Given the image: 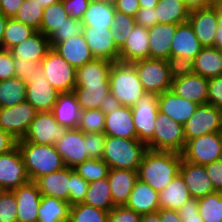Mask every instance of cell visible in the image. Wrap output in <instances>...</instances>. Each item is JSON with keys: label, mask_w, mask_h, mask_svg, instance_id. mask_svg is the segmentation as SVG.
Here are the masks:
<instances>
[{"label": "cell", "mask_w": 222, "mask_h": 222, "mask_svg": "<svg viewBox=\"0 0 222 222\" xmlns=\"http://www.w3.org/2000/svg\"><path fill=\"white\" fill-rule=\"evenodd\" d=\"M44 8H42L35 0H23L14 19L31 26L39 31L43 19Z\"/></svg>", "instance_id": "cell-46"}, {"label": "cell", "mask_w": 222, "mask_h": 222, "mask_svg": "<svg viewBox=\"0 0 222 222\" xmlns=\"http://www.w3.org/2000/svg\"><path fill=\"white\" fill-rule=\"evenodd\" d=\"M177 25L157 23L148 28L150 58L165 59L171 62V42Z\"/></svg>", "instance_id": "cell-26"}, {"label": "cell", "mask_w": 222, "mask_h": 222, "mask_svg": "<svg viewBox=\"0 0 222 222\" xmlns=\"http://www.w3.org/2000/svg\"><path fill=\"white\" fill-rule=\"evenodd\" d=\"M86 205L110 211L115 207L108 178L98 179L89 183L86 196L82 202Z\"/></svg>", "instance_id": "cell-39"}, {"label": "cell", "mask_w": 222, "mask_h": 222, "mask_svg": "<svg viewBox=\"0 0 222 222\" xmlns=\"http://www.w3.org/2000/svg\"><path fill=\"white\" fill-rule=\"evenodd\" d=\"M154 9L158 23L179 25L188 22L190 10L182 0H159Z\"/></svg>", "instance_id": "cell-37"}, {"label": "cell", "mask_w": 222, "mask_h": 222, "mask_svg": "<svg viewBox=\"0 0 222 222\" xmlns=\"http://www.w3.org/2000/svg\"><path fill=\"white\" fill-rule=\"evenodd\" d=\"M135 21L137 25L143 26L145 28H150L151 26L157 24L158 19L155 15V9L140 8L136 13Z\"/></svg>", "instance_id": "cell-60"}, {"label": "cell", "mask_w": 222, "mask_h": 222, "mask_svg": "<svg viewBox=\"0 0 222 222\" xmlns=\"http://www.w3.org/2000/svg\"><path fill=\"white\" fill-rule=\"evenodd\" d=\"M115 5L91 0L82 18L84 27L112 28Z\"/></svg>", "instance_id": "cell-36"}, {"label": "cell", "mask_w": 222, "mask_h": 222, "mask_svg": "<svg viewBox=\"0 0 222 222\" xmlns=\"http://www.w3.org/2000/svg\"><path fill=\"white\" fill-rule=\"evenodd\" d=\"M140 9L138 0H117L115 3V10L123 12L124 14L135 17L137 11Z\"/></svg>", "instance_id": "cell-61"}, {"label": "cell", "mask_w": 222, "mask_h": 222, "mask_svg": "<svg viewBox=\"0 0 222 222\" xmlns=\"http://www.w3.org/2000/svg\"><path fill=\"white\" fill-rule=\"evenodd\" d=\"M73 93L76 95L82 111L100 109L101 102L110 93V82L75 86Z\"/></svg>", "instance_id": "cell-35"}, {"label": "cell", "mask_w": 222, "mask_h": 222, "mask_svg": "<svg viewBox=\"0 0 222 222\" xmlns=\"http://www.w3.org/2000/svg\"><path fill=\"white\" fill-rule=\"evenodd\" d=\"M136 25L135 17L124 14L120 11H115L113 17V25L111 28V35L114 39V43L120 50L126 43L127 36L133 30Z\"/></svg>", "instance_id": "cell-45"}, {"label": "cell", "mask_w": 222, "mask_h": 222, "mask_svg": "<svg viewBox=\"0 0 222 222\" xmlns=\"http://www.w3.org/2000/svg\"><path fill=\"white\" fill-rule=\"evenodd\" d=\"M15 76L14 57L10 50L0 49V81Z\"/></svg>", "instance_id": "cell-55"}, {"label": "cell", "mask_w": 222, "mask_h": 222, "mask_svg": "<svg viewBox=\"0 0 222 222\" xmlns=\"http://www.w3.org/2000/svg\"><path fill=\"white\" fill-rule=\"evenodd\" d=\"M183 160L206 165L222 158V133H210L195 137L186 142Z\"/></svg>", "instance_id": "cell-9"}, {"label": "cell", "mask_w": 222, "mask_h": 222, "mask_svg": "<svg viewBox=\"0 0 222 222\" xmlns=\"http://www.w3.org/2000/svg\"><path fill=\"white\" fill-rule=\"evenodd\" d=\"M74 170L88 183H91L98 179L106 178L109 167L102 159H88L74 167Z\"/></svg>", "instance_id": "cell-47"}, {"label": "cell", "mask_w": 222, "mask_h": 222, "mask_svg": "<svg viewBox=\"0 0 222 222\" xmlns=\"http://www.w3.org/2000/svg\"><path fill=\"white\" fill-rule=\"evenodd\" d=\"M112 62L104 59H93L84 66L76 69V85L87 86V84L109 82V73Z\"/></svg>", "instance_id": "cell-34"}, {"label": "cell", "mask_w": 222, "mask_h": 222, "mask_svg": "<svg viewBox=\"0 0 222 222\" xmlns=\"http://www.w3.org/2000/svg\"><path fill=\"white\" fill-rule=\"evenodd\" d=\"M158 194L150 185L137 179L124 206L141 215L156 213L160 209Z\"/></svg>", "instance_id": "cell-29"}, {"label": "cell", "mask_w": 222, "mask_h": 222, "mask_svg": "<svg viewBox=\"0 0 222 222\" xmlns=\"http://www.w3.org/2000/svg\"><path fill=\"white\" fill-rule=\"evenodd\" d=\"M7 19L3 13H0V49H3V34L7 24Z\"/></svg>", "instance_id": "cell-68"}, {"label": "cell", "mask_w": 222, "mask_h": 222, "mask_svg": "<svg viewBox=\"0 0 222 222\" xmlns=\"http://www.w3.org/2000/svg\"><path fill=\"white\" fill-rule=\"evenodd\" d=\"M16 145L17 141L0 128V155L12 150Z\"/></svg>", "instance_id": "cell-63"}, {"label": "cell", "mask_w": 222, "mask_h": 222, "mask_svg": "<svg viewBox=\"0 0 222 222\" xmlns=\"http://www.w3.org/2000/svg\"><path fill=\"white\" fill-rule=\"evenodd\" d=\"M94 1H99V2H102V3H108V4L115 5L117 0H94Z\"/></svg>", "instance_id": "cell-73"}, {"label": "cell", "mask_w": 222, "mask_h": 222, "mask_svg": "<svg viewBox=\"0 0 222 222\" xmlns=\"http://www.w3.org/2000/svg\"><path fill=\"white\" fill-rule=\"evenodd\" d=\"M27 84L18 77L0 81V108L26 101Z\"/></svg>", "instance_id": "cell-40"}, {"label": "cell", "mask_w": 222, "mask_h": 222, "mask_svg": "<svg viewBox=\"0 0 222 222\" xmlns=\"http://www.w3.org/2000/svg\"><path fill=\"white\" fill-rule=\"evenodd\" d=\"M111 33V28L83 27V35L93 56L114 63L119 61V49Z\"/></svg>", "instance_id": "cell-19"}, {"label": "cell", "mask_w": 222, "mask_h": 222, "mask_svg": "<svg viewBox=\"0 0 222 222\" xmlns=\"http://www.w3.org/2000/svg\"><path fill=\"white\" fill-rule=\"evenodd\" d=\"M140 8H154L159 0H138Z\"/></svg>", "instance_id": "cell-70"}, {"label": "cell", "mask_w": 222, "mask_h": 222, "mask_svg": "<svg viewBox=\"0 0 222 222\" xmlns=\"http://www.w3.org/2000/svg\"><path fill=\"white\" fill-rule=\"evenodd\" d=\"M89 183L82 178L74 168H71V185L69 188V204L82 203L87 193Z\"/></svg>", "instance_id": "cell-51"}, {"label": "cell", "mask_w": 222, "mask_h": 222, "mask_svg": "<svg viewBox=\"0 0 222 222\" xmlns=\"http://www.w3.org/2000/svg\"><path fill=\"white\" fill-rule=\"evenodd\" d=\"M30 181L66 167L54 145L17 141Z\"/></svg>", "instance_id": "cell-2"}, {"label": "cell", "mask_w": 222, "mask_h": 222, "mask_svg": "<svg viewBox=\"0 0 222 222\" xmlns=\"http://www.w3.org/2000/svg\"><path fill=\"white\" fill-rule=\"evenodd\" d=\"M188 22L203 47H214L215 35L221 22L215 5L190 11Z\"/></svg>", "instance_id": "cell-16"}, {"label": "cell", "mask_w": 222, "mask_h": 222, "mask_svg": "<svg viewBox=\"0 0 222 222\" xmlns=\"http://www.w3.org/2000/svg\"><path fill=\"white\" fill-rule=\"evenodd\" d=\"M202 48L189 22L179 24L171 42V63L177 68H187Z\"/></svg>", "instance_id": "cell-10"}, {"label": "cell", "mask_w": 222, "mask_h": 222, "mask_svg": "<svg viewBox=\"0 0 222 222\" xmlns=\"http://www.w3.org/2000/svg\"><path fill=\"white\" fill-rule=\"evenodd\" d=\"M217 29V33L215 35L214 47H218L222 49V19Z\"/></svg>", "instance_id": "cell-69"}, {"label": "cell", "mask_w": 222, "mask_h": 222, "mask_svg": "<svg viewBox=\"0 0 222 222\" xmlns=\"http://www.w3.org/2000/svg\"><path fill=\"white\" fill-rule=\"evenodd\" d=\"M147 58H150L148 28L136 24L119 50V61L132 63Z\"/></svg>", "instance_id": "cell-24"}, {"label": "cell", "mask_w": 222, "mask_h": 222, "mask_svg": "<svg viewBox=\"0 0 222 222\" xmlns=\"http://www.w3.org/2000/svg\"><path fill=\"white\" fill-rule=\"evenodd\" d=\"M155 122L153 140L147 145V148L155 151L182 153L186 145L183 125L160 111Z\"/></svg>", "instance_id": "cell-6"}, {"label": "cell", "mask_w": 222, "mask_h": 222, "mask_svg": "<svg viewBox=\"0 0 222 222\" xmlns=\"http://www.w3.org/2000/svg\"><path fill=\"white\" fill-rule=\"evenodd\" d=\"M44 76L59 93L73 92L76 85V69L52 48L40 62Z\"/></svg>", "instance_id": "cell-7"}, {"label": "cell", "mask_w": 222, "mask_h": 222, "mask_svg": "<svg viewBox=\"0 0 222 222\" xmlns=\"http://www.w3.org/2000/svg\"><path fill=\"white\" fill-rule=\"evenodd\" d=\"M36 114L35 108L27 101L0 108V128L19 141L26 135Z\"/></svg>", "instance_id": "cell-13"}, {"label": "cell", "mask_w": 222, "mask_h": 222, "mask_svg": "<svg viewBox=\"0 0 222 222\" xmlns=\"http://www.w3.org/2000/svg\"><path fill=\"white\" fill-rule=\"evenodd\" d=\"M183 128L186 142L205 134L222 133V110L208 103L199 105Z\"/></svg>", "instance_id": "cell-12"}, {"label": "cell", "mask_w": 222, "mask_h": 222, "mask_svg": "<svg viewBox=\"0 0 222 222\" xmlns=\"http://www.w3.org/2000/svg\"><path fill=\"white\" fill-rule=\"evenodd\" d=\"M17 201L16 219L19 222H37L42 195L34 181L12 190Z\"/></svg>", "instance_id": "cell-20"}, {"label": "cell", "mask_w": 222, "mask_h": 222, "mask_svg": "<svg viewBox=\"0 0 222 222\" xmlns=\"http://www.w3.org/2000/svg\"><path fill=\"white\" fill-rule=\"evenodd\" d=\"M36 30L31 26L14 19L8 18L3 34V49H10L23 40L29 38Z\"/></svg>", "instance_id": "cell-42"}, {"label": "cell", "mask_w": 222, "mask_h": 222, "mask_svg": "<svg viewBox=\"0 0 222 222\" xmlns=\"http://www.w3.org/2000/svg\"><path fill=\"white\" fill-rule=\"evenodd\" d=\"M140 222H161L160 215L158 212L142 214L140 217Z\"/></svg>", "instance_id": "cell-67"}, {"label": "cell", "mask_w": 222, "mask_h": 222, "mask_svg": "<svg viewBox=\"0 0 222 222\" xmlns=\"http://www.w3.org/2000/svg\"><path fill=\"white\" fill-rule=\"evenodd\" d=\"M35 183L41 195L54 197L69 203L71 168L66 166L53 173L39 177Z\"/></svg>", "instance_id": "cell-25"}, {"label": "cell", "mask_w": 222, "mask_h": 222, "mask_svg": "<svg viewBox=\"0 0 222 222\" xmlns=\"http://www.w3.org/2000/svg\"><path fill=\"white\" fill-rule=\"evenodd\" d=\"M81 111L76 95L70 92L59 94L52 112L58 124L67 129H76Z\"/></svg>", "instance_id": "cell-32"}, {"label": "cell", "mask_w": 222, "mask_h": 222, "mask_svg": "<svg viewBox=\"0 0 222 222\" xmlns=\"http://www.w3.org/2000/svg\"><path fill=\"white\" fill-rule=\"evenodd\" d=\"M121 107L120 102L114 97L113 94L109 93L105 96L103 101L101 102L100 110L104 114L112 113Z\"/></svg>", "instance_id": "cell-64"}, {"label": "cell", "mask_w": 222, "mask_h": 222, "mask_svg": "<svg viewBox=\"0 0 222 222\" xmlns=\"http://www.w3.org/2000/svg\"><path fill=\"white\" fill-rule=\"evenodd\" d=\"M183 222H204L198 210V199H189L179 210Z\"/></svg>", "instance_id": "cell-56"}, {"label": "cell", "mask_w": 222, "mask_h": 222, "mask_svg": "<svg viewBox=\"0 0 222 222\" xmlns=\"http://www.w3.org/2000/svg\"><path fill=\"white\" fill-rule=\"evenodd\" d=\"M51 49L49 38L36 31L29 38L10 48L14 58L40 63Z\"/></svg>", "instance_id": "cell-28"}, {"label": "cell", "mask_w": 222, "mask_h": 222, "mask_svg": "<svg viewBox=\"0 0 222 222\" xmlns=\"http://www.w3.org/2000/svg\"><path fill=\"white\" fill-rule=\"evenodd\" d=\"M104 134L118 138L137 139L132 108L121 106L112 113L105 114Z\"/></svg>", "instance_id": "cell-27"}, {"label": "cell", "mask_w": 222, "mask_h": 222, "mask_svg": "<svg viewBox=\"0 0 222 222\" xmlns=\"http://www.w3.org/2000/svg\"><path fill=\"white\" fill-rule=\"evenodd\" d=\"M67 128L58 124L52 111L37 112L22 139L25 142L54 145L65 134Z\"/></svg>", "instance_id": "cell-14"}, {"label": "cell", "mask_w": 222, "mask_h": 222, "mask_svg": "<svg viewBox=\"0 0 222 222\" xmlns=\"http://www.w3.org/2000/svg\"><path fill=\"white\" fill-rule=\"evenodd\" d=\"M182 154L148 149L139 165L138 179L160 192L180 172Z\"/></svg>", "instance_id": "cell-1"}, {"label": "cell", "mask_w": 222, "mask_h": 222, "mask_svg": "<svg viewBox=\"0 0 222 222\" xmlns=\"http://www.w3.org/2000/svg\"><path fill=\"white\" fill-rule=\"evenodd\" d=\"M182 1L190 11L195 9L207 8L215 5V0H182Z\"/></svg>", "instance_id": "cell-66"}, {"label": "cell", "mask_w": 222, "mask_h": 222, "mask_svg": "<svg viewBox=\"0 0 222 222\" xmlns=\"http://www.w3.org/2000/svg\"><path fill=\"white\" fill-rule=\"evenodd\" d=\"M208 104L222 109V76L209 79Z\"/></svg>", "instance_id": "cell-57"}, {"label": "cell", "mask_w": 222, "mask_h": 222, "mask_svg": "<svg viewBox=\"0 0 222 222\" xmlns=\"http://www.w3.org/2000/svg\"><path fill=\"white\" fill-rule=\"evenodd\" d=\"M146 92L162 94L171 90L177 67L168 60L147 58L132 62Z\"/></svg>", "instance_id": "cell-5"}, {"label": "cell", "mask_w": 222, "mask_h": 222, "mask_svg": "<svg viewBox=\"0 0 222 222\" xmlns=\"http://www.w3.org/2000/svg\"><path fill=\"white\" fill-rule=\"evenodd\" d=\"M106 118L100 109L81 111L77 129L84 133H104Z\"/></svg>", "instance_id": "cell-48"}, {"label": "cell", "mask_w": 222, "mask_h": 222, "mask_svg": "<svg viewBox=\"0 0 222 222\" xmlns=\"http://www.w3.org/2000/svg\"><path fill=\"white\" fill-rule=\"evenodd\" d=\"M106 135L104 133H84L87 154L90 159H102Z\"/></svg>", "instance_id": "cell-53"}, {"label": "cell", "mask_w": 222, "mask_h": 222, "mask_svg": "<svg viewBox=\"0 0 222 222\" xmlns=\"http://www.w3.org/2000/svg\"><path fill=\"white\" fill-rule=\"evenodd\" d=\"M161 222H183L177 210L159 209Z\"/></svg>", "instance_id": "cell-65"}, {"label": "cell", "mask_w": 222, "mask_h": 222, "mask_svg": "<svg viewBox=\"0 0 222 222\" xmlns=\"http://www.w3.org/2000/svg\"><path fill=\"white\" fill-rule=\"evenodd\" d=\"M179 173L192 198L200 199L216 191L204 165H196L182 159Z\"/></svg>", "instance_id": "cell-21"}, {"label": "cell", "mask_w": 222, "mask_h": 222, "mask_svg": "<svg viewBox=\"0 0 222 222\" xmlns=\"http://www.w3.org/2000/svg\"><path fill=\"white\" fill-rule=\"evenodd\" d=\"M42 8H46L51 4H55L61 0H35Z\"/></svg>", "instance_id": "cell-71"}, {"label": "cell", "mask_w": 222, "mask_h": 222, "mask_svg": "<svg viewBox=\"0 0 222 222\" xmlns=\"http://www.w3.org/2000/svg\"><path fill=\"white\" fill-rule=\"evenodd\" d=\"M107 178L115 206H123L138 179V171L128 169H109Z\"/></svg>", "instance_id": "cell-30"}, {"label": "cell", "mask_w": 222, "mask_h": 222, "mask_svg": "<svg viewBox=\"0 0 222 222\" xmlns=\"http://www.w3.org/2000/svg\"><path fill=\"white\" fill-rule=\"evenodd\" d=\"M192 196L180 173L158 194L160 209L179 210Z\"/></svg>", "instance_id": "cell-33"}, {"label": "cell", "mask_w": 222, "mask_h": 222, "mask_svg": "<svg viewBox=\"0 0 222 222\" xmlns=\"http://www.w3.org/2000/svg\"><path fill=\"white\" fill-rule=\"evenodd\" d=\"M83 23L81 20L73 19L70 16L66 18V22L49 37L51 48L59 42L83 33Z\"/></svg>", "instance_id": "cell-49"}, {"label": "cell", "mask_w": 222, "mask_h": 222, "mask_svg": "<svg viewBox=\"0 0 222 222\" xmlns=\"http://www.w3.org/2000/svg\"><path fill=\"white\" fill-rule=\"evenodd\" d=\"M187 68L206 79L222 76V49L203 47Z\"/></svg>", "instance_id": "cell-31"}, {"label": "cell", "mask_w": 222, "mask_h": 222, "mask_svg": "<svg viewBox=\"0 0 222 222\" xmlns=\"http://www.w3.org/2000/svg\"><path fill=\"white\" fill-rule=\"evenodd\" d=\"M26 84V101L37 112L53 111L60 93L49 84L43 70L40 71L39 75L32 78V82H26Z\"/></svg>", "instance_id": "cell-18"}, {"label": "cell", "mask_w": 222, "mask_h": 222, "mask_svg": "<svg viewBox=\"0 0 222 222\" xmlns=\"http://www.w3.org/2000/svg\"><path fill=\"white\" fill-rule=\"evenodd\" d=\"M108 211L84 203L70 206V222H108Z\"/></svg>", "instance_id": "cell-44"}, {"label": "cell", "mask_w": 222, "mask_h": 222, "mask_svg": "<svg viewBox=\"0 0 222 222\" xmlns=\"http://www.w3.org/2000/svg\"><path fill=\"white\" fill-rule=\"evenodd\" d=\"M69 15L66 13L62 0L46 7L39 31L46 37H50L54 31L61 27Z\"/></svg>", "instance_id": "cell-41"}, {"label": "cell", "mask_w": 222, "mask_h": 222, "mask_svg": "<svg viewBox=\"0 0 222 222\" xmlns=\"http://www.w3.org/2000/svg\"><path fill=\"white\" fill-rule=\"evenodd\" d=\"M29 181L23 157L17 145L0 155V188L2 190L12 191Z\"/></svg>", "instance_id": "cell-15"}, {"label": "cell", "mask_w": 222, "mask_h": 222, "mask_svg": "<svg viewBox=\"0 0 222 222\" xmlns=\"http://www.w3.org/2000/svg\"><path fill=\"white\" fill-rule=\"evenodd\" d=\"M158 105L160 112L183 126L199 106L195 102L177 96L171 90L158 94Z\"/></svg>", "instance_id": "cell-23"}, {"label": "cell", "mask_w": 222, "mask_h": 222, "mask_svg": "<svg viewBox=\"0 0 222 222\" xmlns=\"http://www.w3.org/2000/svg\"><path fill=\"white\" fill-rule=\"evenodd\" d=\"M131 108L137 140L148 145L153 140L159 112L158 94L145 92Z\"/></svg>", "instance_id": "cell-8"}, {"label": "cell", "mask_w": 222, "mask_h": 222, "mask_svg": "<svg viewBox=\"0 0 222 222\" xmlns=\"http://www.w3.org/2000/svg\"><path fill=\"white\" fill-rule=\"evenodd\" d=\"M141 214L123 206H115L108 213V222H140Z\"/></svg>", "instance_id": "cell-54"}, {"label": "cell", "mask_w": 222, "mask_h": 222, "mask_svg": "<svg viewBox=\"0 0 222 222\" xmlns=\"http://www.w3.org/2000/svg\"><path fill=\"white\" fill-rule=\"evenodd\" d=\"M208 81L188 68H177L172 79L171 91L177 96L197 103H208Z\"/></svg>", "instance_id": "cell-11"}, {"label": "cell", "mask_w": 222, "mask_h": 222, "mask_svg": "<svg viewBox=\"0 0 222 222\" xmlns=\"http://www.w3.org/2000/svg\"><path fill=\"white\" fill-rule=\"evenodd\" d=\"M147 145L137 139L106 136L103 158L109 169H128L138 171Z\"/></svg>", "instance_id": "cell-3"}, {"label": "cell", "mask_w": 222, "mask_h": 222, "mask_svg": "<svg viewBox=\"0 0 222 222\" xmlns=\"http://www.w3.org/2000/svg\"><path fill=\"white\" fill-rule=\"evenodd\" d=\"M52 49L75 69L95 59L83 33L56 43Z\"/></svg>", "instance_id": "cell-22"}, {"label": "cell", "mask_w": 222, "mask_h": 222, "mask_svg": "<svg viewBox=\"0 0 222 222\" xmlns=\"http://www.w3.org/2000/svg\"><path fill=\"white\" fill-rule=\"evenodd\" d=\"M198 210L204 222H222V192L215 191L198 199Z\"/></svg>", "instance_id": "cell-43"}, {"label": "cell", "mask_w": 222, "mask_h": 222, "mask_svg": "<svg viewBox=\"0 0 222 222\" xmlns=\"http://www.w3.org/2000/svg\"><path fill=\"white\" fill-rule=\"evenodd\" d=\"M215 6L219 11L220 19H222V0H215Z\"/></svg>", "instance_id": "cell-72"}, {"label": "cell", "mask_w": 222, "mask_h": 222, "mask_svg": "<svg viewBox=\"0 0 222 222\" xmlns=\"http://www.w3.org/2000/svg\"><path fill=\"white\" fill-rule=\"evenodd\" d=\"M14 66L16 77L20 78L25 83L32 82V78L39 75L42 70L41 63L18 60L17 58H14Z\"/></svg>", "instance_id": "cell-52"}, {"label": "cell", "mask_w": 222, "mask_h": 222, "mask_svg": "<svg viewBox=\"0 0 222 222\" xmlns=\"http://www.w3.org/2000/svg\"><path fill=\"white\" fill-rule=\"evenodd\" d=\"M110 93L121 106L132 107L146 92L132 63L114 62L109 73Z\"/></svg>", "instance_id": "cell-4"}, {"label": "cell", "mask_w": 222, "mask_h": 222, "mask_svg": "<svg viewBox=\"0 0 222 222\" xmlns=\"http://www.w3.org/2000/svg\"><path fill=\"white\" fill-rule=\"evenodd\" d=\"M65 165L74 168L90 159L87 154V141L84 132L79 129H67L63 137L54 144Z\"/></svg>", "instance_id": "cell-17"}, {"label": "cell", "mask_w": 222, "mask_h": 222, "mask_svg": "<svg viewBox=\"0 0 222 222\" xmlns=\"http://www.w3.org/2000/svg\"><path fill=\"white\" fill-rule=\"evenodd\" d=\"M23 0H0V9L8 18H13L18 12Z\"/></svg>", "instance_id": "cell-62"}, {"label": "cell", "mask_w": 222, "mask_h": 222, "mask_svg": "<svg viewBox=\"0 0 222 222\" xmlns=\"http://www.w3.org/2000/svg\"><path fill=\"white\" fill-rule=\"evenodd\" d=\"M17 201L13 191L0 193V222L16 221Z\"/></svg>", "instance_id": "cell-50"}, {"label": "cell", "mask_w": 222, "mask_h": 222, "mask_svg": "<svg viewBox=\"0 0 222 222\" xmlns=\"http://www.w3.org/2000/svg\"><path fill=\"white\" fill-rule=\"evenodd\" d=\"M91 0H62L66 13L73 19L82 20Z\"/></svg>", "instance_id": "cell-58"}, {"label": "cell", "mask_w": 222, "mask_h": 222, "mask_svg": "<svg viewBox=\"0 0 222 222\" xmlns=\"http://www.w3.org/2000/svg\"><path fill=\"white\" fill-rule=\"evenodd\" d=\"M204 166L214 189L222 192V158Z\"/></svg>", "instance_id": "cell-59"}, {"label": "cell", "mask_w": 222, "mask_h": 222, "mask_svg": "<svg viewBox=\"0 0 222 222\" xmlns=\"http://www.w3.org/2000/svg\"><path fill=\"white\" fill-rule=\"evenodd\" d=\"M70 206L66 201L42 195L37 222H67Z\"/></svg>", "instance_id": "cell-38"}]
</instances>
